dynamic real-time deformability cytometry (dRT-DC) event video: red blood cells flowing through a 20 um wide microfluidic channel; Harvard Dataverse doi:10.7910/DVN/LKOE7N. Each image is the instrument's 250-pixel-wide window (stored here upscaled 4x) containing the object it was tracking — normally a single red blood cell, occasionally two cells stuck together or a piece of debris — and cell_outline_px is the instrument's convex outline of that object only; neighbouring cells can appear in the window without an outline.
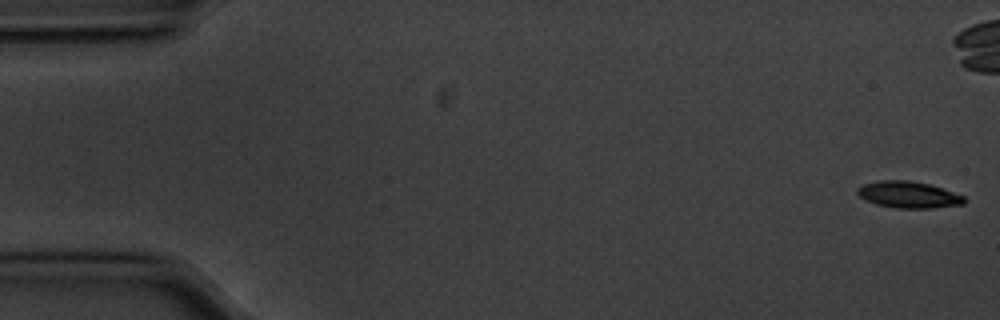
{"species": "common noctule bat (a hibernating species)", "species_latin": "Nyctalus noctula", "temperature_condition": "cold", "stored_images_in_passage": 57, "camera_frame_rate_fps": 3000, "um_per_image_px": 0.085, "animal": {"sex": "male", "body_mass_g": 20.1, "forearm_length_mm": 53.5}, "frame": {"image": 1, "passage_image": 1, "time_ms": 0.0, "image_size_px": [1000, 320], "cell_outline_px": [[964, 204], [928, 208], [896, 208], [876, 204], [864, 200], [856, 192], [856, 188], [864, 184], [880, 180], [908, 180], [928, 184], [964, 196]], "centroid_in_image_um": [77.16, 16.55], "position_along_channel_um": 7.8, "area_um2": 16.36}}
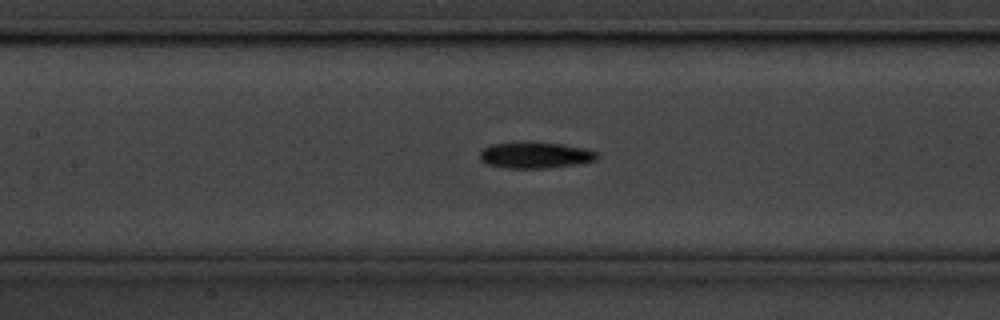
{"frame": {"image": 2, "passage_image": 25, "time_ms": 8.0, "image_size_px": [1000, 320], "cell_outline_px": [[600, 156], [596, 160], [572, 164], [544, 168], [508, 168], [488, 164], [480, 160], [480, 152], [484, 148], [492, 144], [516, 140], [532, 140], [564, 144], [584, 148], [596, 152]], "centroid_in_image_um": [45.46, 13.14], "position_along_channel_um": 161.9, "area_um2": 18.32}}
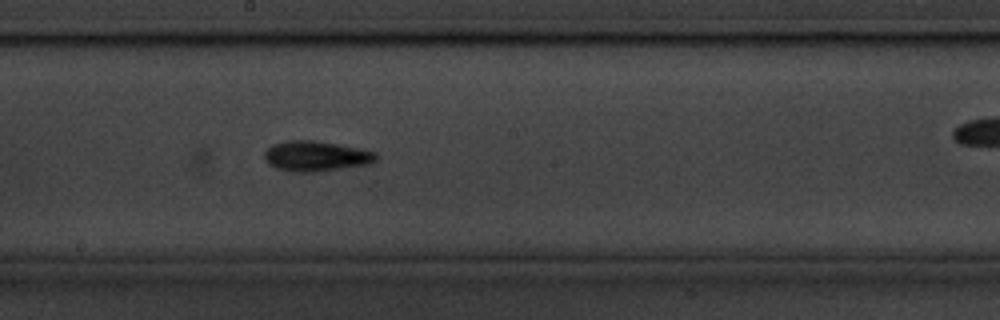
{"frame": {"image": 3, "passage_image": 30, "time_ms": 9.667, "image_size_px": [1000, 320], "cell_outline_px": [[376, 160], [368, 164], [316, 172], [288, 172], [276, 168], [268, 164], [264, 160], [264, 152], [272, 144], [288, 140], [312, 140], [340, 144], [376, 152]], "centroid_in_image_um": [26.8, 13.27], "position_along_channel_um": 221.4, "area_um2": 19.83}, "authors_computed_cell_mechanics": {"area_um2": 16.5308, "velocity_mm_per_s": 3.5748, "shape_relaxation_time_tau1_ms": 1.9257, "shape_relaxation_time_tau2_ms": 7.1605, "deformation_change_tau1": 0.139, "deformation_change_tau2": 0.1623}}